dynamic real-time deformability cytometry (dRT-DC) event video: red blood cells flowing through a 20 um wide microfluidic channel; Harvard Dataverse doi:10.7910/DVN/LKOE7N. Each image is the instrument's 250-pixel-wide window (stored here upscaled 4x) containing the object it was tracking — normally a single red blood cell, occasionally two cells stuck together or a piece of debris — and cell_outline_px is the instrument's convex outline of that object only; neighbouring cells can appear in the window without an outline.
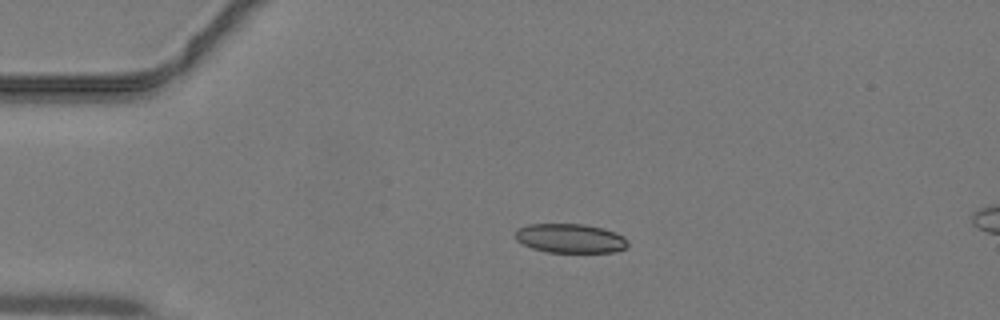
{"species": "common noctule bat (a hibernating species)", "species_latin": "Nyctalus noctula", "temperature_condition": "warm", "stored_images_in_passage": 15, "camera_frame_rate_fps": 3000, "um_per_image_px": 0.085, "animal": {"sex": "male", "body_mass_g": 19.2, "forearm_length_mm": 51.8}, "frame": {"image": 1, "passage_image": 11, "time_ms": 3.333, "image_size_px": [1000, 320], "cell_outline_px": [[628, 244], [624, 248], [612, 252], [548, 252], [532, 248], [516, 240], [516, 228], [528, 224], [580, 224], [604, 228], [616, 232], [624, 236], [628, 240]], "centroid_in_image_um": [48.47, 20.25], "position_along_channel_um": 36.5, "area_um2": 19.13}}